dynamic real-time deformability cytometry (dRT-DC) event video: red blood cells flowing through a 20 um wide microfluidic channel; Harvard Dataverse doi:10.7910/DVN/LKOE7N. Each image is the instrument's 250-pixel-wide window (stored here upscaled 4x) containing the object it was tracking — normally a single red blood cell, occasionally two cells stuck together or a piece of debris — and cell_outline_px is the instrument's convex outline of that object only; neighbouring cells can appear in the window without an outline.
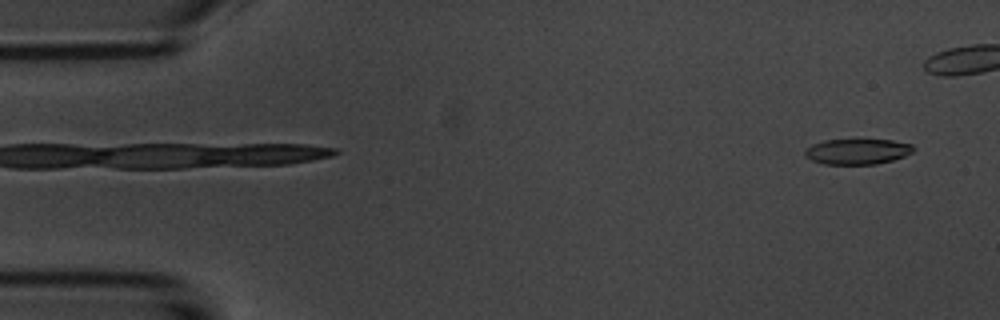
{"species": "common noctule bat (a hibernating species)", "species_latin": "Nyctalus noctula", "temperature_condition": "room temperature", "stored_images_in_passage": 43, "camera_frame_rate_fps": 3000, "um_per_image_px": 0.085, "animal": {"sex": "male", "body_mass_g": 20.1, "forearm_length_mm": 53.5}, "frame": {"image": 1, "passage_image": 2, "time_ms": 0.333, "image_size_px": [1000, 320], "cell_outline_px": [[916, 148], [912, 152], [904, 156], [892, 160], [876, 164], [824, 164], [812, 160], [804, 156], [804, 152], [812, 144], [824, 140], [856, 136], [892, 140], [912, 144]], "centroid_in_image_um": [72.88, 12.81], "position_along_channel_um": 12.1, "area_um2": 17.05}}
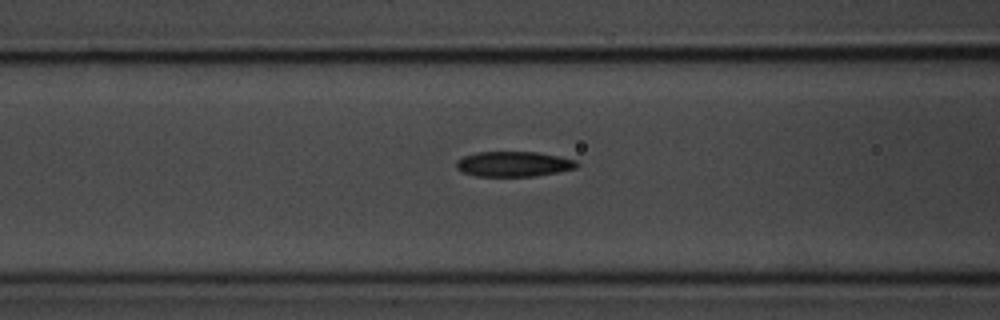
{"frame": {"image": 2, "passage_image": 20, "time_ms": 6.333, "image_size_px": [1000, 320], "cell_outline_px": [[580, 164], [576, 168], [556, 172], [532, 176], [476, 176], [460, 172], [456, 168], [456, 160], [464, 156], [476, 152], [536, 152], [560, 156], [576, 160]], "centroid_in_image_um": [43.63, 13.94], "position_along_channel_um": 123.0, "area_um2": 17.74}}
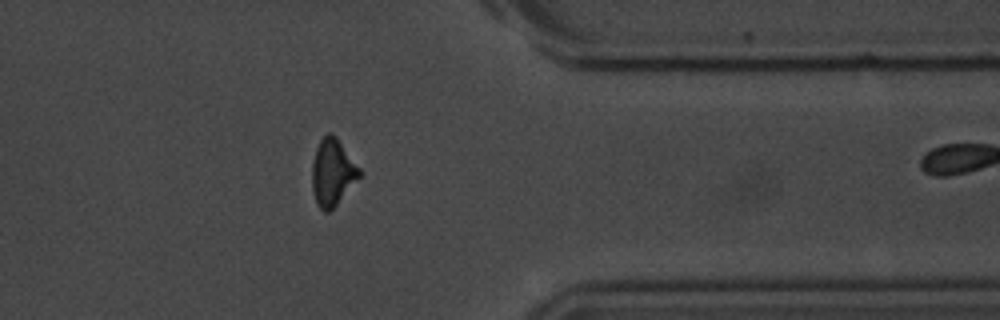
{"frame": {"image": 3, "passage_image": 42, "time_ms": 13.667, "image_size_px": [1000, 320], "cell_outline_px": [[360, 176], [336, 204], [328, 212], [324, 212], [316, 204], [312, 188], [312, 164], [316, 148], [320, 140], [328, 132], [332, 132], [336, 136], [360, 168]], "centroid_in_image_um": [28.24, 14.63], "position_along_channel_um": 383.2, "area_um2": 18.21}}